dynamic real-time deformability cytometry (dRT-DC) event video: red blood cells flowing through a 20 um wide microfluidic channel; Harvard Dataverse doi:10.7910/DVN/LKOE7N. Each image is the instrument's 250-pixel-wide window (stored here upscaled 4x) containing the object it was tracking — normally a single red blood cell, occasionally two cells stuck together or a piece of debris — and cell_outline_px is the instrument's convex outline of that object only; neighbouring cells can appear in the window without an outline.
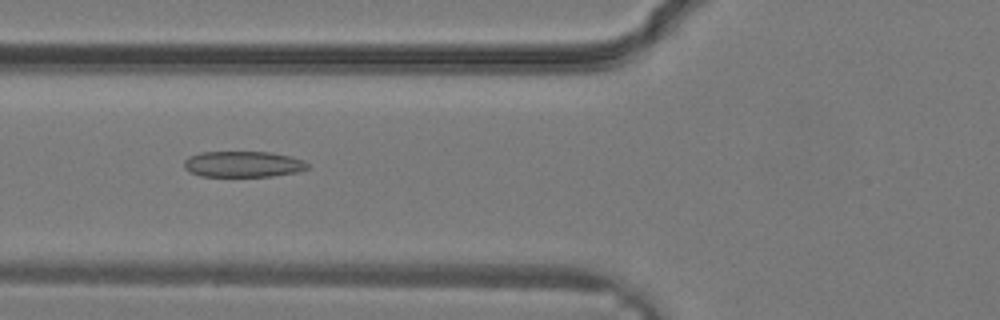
{"species": "common noctule bat (a hibernating species)", "species_latin": "Nyctalus noctula", "temperature_condition": "warm", "stored_images_in_passage": 33, "camera_frame_rate_fps": 3000, "um_per_image_px": 0.085, "animal": {"sex": "male", "body_mass_g": 19.2, "forearm_length_mm": 51.8}, "frame": {"image": 1, "passage_image": 13, "time_ms": 4.0, "image_size_px": [1000, 320], "cell_outline_px": [[308, 168], [300, 172], [272, 176], [200, 176], [188, 172], [184, 168], [184, 160], [188, 156], [200, 152], [272, 152], [292, 156], [304, 160], [308, 164]], "centroid_in_image_um": [20.66, 13.95], "position_along_channel_um": 105.1, "area_um2": 18.96}}
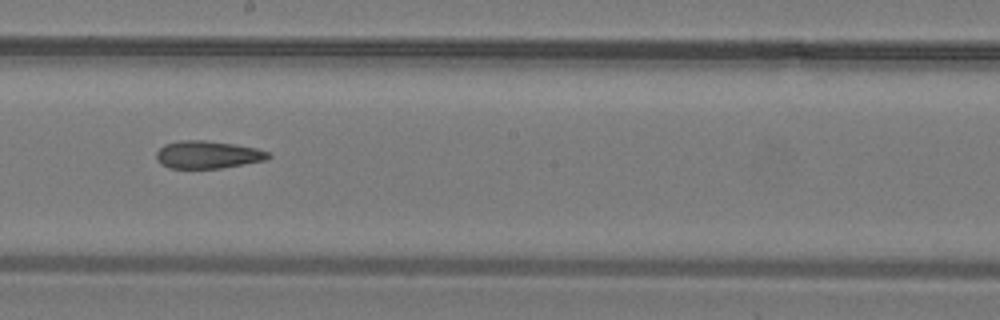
{"frame": {"image": 2, "passage_image": 19, "time_ms": 6.0, "image_size_px": [1000, 320], "cell_outline_px": [[272, 156], [268, 160], [220, 168], [168, 168], [160, 164], [156, 160], [156, 152], [164, 144], [180, 140], [204, 140], [236, 144], [256, 148], [268, 152]], "centroid_in_image_um": [17.65, 13.14], "position_along_channel_um": 230.6, "area_um2": 18.21}}
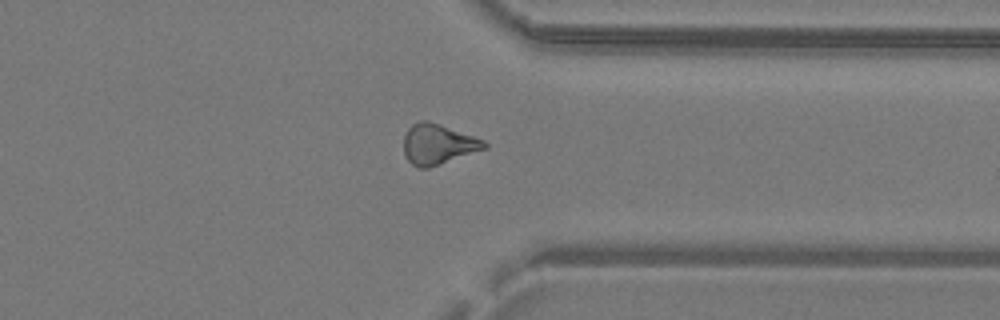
{"frame": {"image": 3, "passage_image": 26, "time_ms": 8.333, "image_size_px": [1000, 320], "cell_outline_px": [[488, 148], [428, 168], [416, 168], [404, 156], [404, 136], [408, 128], [412, 124], [420, 120], [428, 120], [440, 124], [484, 140], [488, 144]], "centroid_in_image_um": [37.22, 12.26], "position_along_channel_um": 374.2, "area_um2": 19.02}}